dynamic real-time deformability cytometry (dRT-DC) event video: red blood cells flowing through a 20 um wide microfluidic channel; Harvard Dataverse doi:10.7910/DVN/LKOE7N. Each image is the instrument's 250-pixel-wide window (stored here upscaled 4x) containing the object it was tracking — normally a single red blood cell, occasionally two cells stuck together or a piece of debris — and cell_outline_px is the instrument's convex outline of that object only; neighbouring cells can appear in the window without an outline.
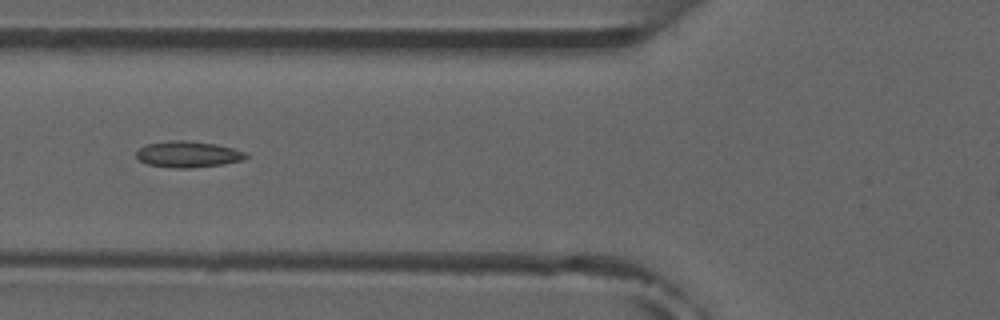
{"species": "common noctule bat (a hibernating species)", "species_latin": "Nyctalus noctula", "temperature_condition": "room temperature", "stored_images_in_passage": 5, "camera_frame_rate_fps": 3000, "um_per_image_px": 0.085, "animal": {"sex": "male", "forearm_length_mm": 52.5}, "frame": {"image": 1, "passage_image": 5, "time_ms": 4.667, "image_size_px": [1000, 320], "cell_outline_px": [[248, 156], [244, 160], [224, 164], [192, 168], [176, 168], [148, 164], [140, 160], [136, 156], [136, 152], [140, 148], [148, 144], [168, 140], [188, 140], [216, 144], [232, 148], [244, 152]], "centroid_in_image_um": [15.99, 13.11], "position_along_channel_um": 109.8, "area_um2": 16.7}}